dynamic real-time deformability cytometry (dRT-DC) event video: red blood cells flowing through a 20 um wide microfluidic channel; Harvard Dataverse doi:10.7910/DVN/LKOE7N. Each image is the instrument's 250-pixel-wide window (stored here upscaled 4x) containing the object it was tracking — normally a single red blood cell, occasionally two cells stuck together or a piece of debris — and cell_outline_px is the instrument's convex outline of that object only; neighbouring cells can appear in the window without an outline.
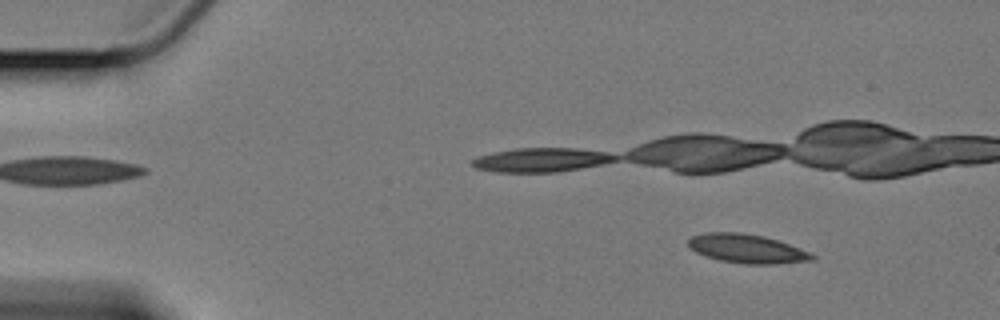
{"species": "Egyptian fruit bat (a non-hibernating species)", "species_latin": "Rousettus aegyptiacus", "temperature_condition": "cold", "stored_images_in_passage": 15, "camera_frame_rate_fps": 3000, "um_per_image_px": 0.085, "animal": {"sex": "female"}, "frame": {"image": 1, "passage_image": 7, "time_ms": 2.0, "image_size_px": [1000, 320], "cell_outline_px": [[816, 260], [772, 264], [744, 264], [720, 260], [696, 252], [688, 244], [688, 240], [692, 236], [708, 232], [740, 232], [764, 236], [788, 244], [808, 252], [816, 256]], "centroid_in_image_um": [63.5, 21.14], "position_along_channel_um": 21.5, "area_um2": 20.58}}